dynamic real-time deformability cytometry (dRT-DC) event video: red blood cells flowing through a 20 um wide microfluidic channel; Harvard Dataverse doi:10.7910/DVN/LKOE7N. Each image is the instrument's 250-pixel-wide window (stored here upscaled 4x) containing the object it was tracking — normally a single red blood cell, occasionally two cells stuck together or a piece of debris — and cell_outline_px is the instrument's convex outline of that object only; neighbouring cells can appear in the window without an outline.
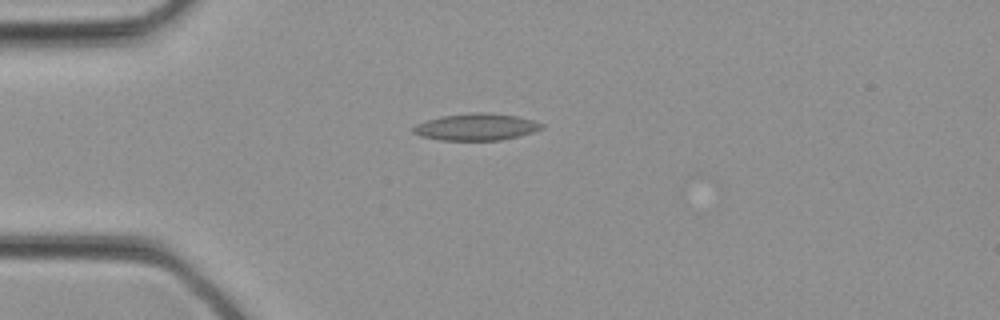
{"species": "common noctule bat (a hibernating species)", "species_latin": "Nyctalus noctula", "temperature_condition": "cold", "stored_images_in_passage": 22, "camera_frame_rate_fps": 3000, "um_per_image_px": 0.085, "animal": {"sex": "female", "body_mass_g": 21.9}, "frame": {"image": 1, "passage_image": 1, "time_ms": 0.0, "image_size_px": [1000, 320], "cell_outline_px": [[544, 128], [520, 136], [500, 140], [440, 140], [420, 136], [412, 132], [412, 128], [416, 124], [440, 116], [476, 112], [484, 112], [516, 116], [536, 120], [544, 124]], "centroid_in_image_um": [40.5, 10.79], "position_along_channel_um": 44.5, "area_um2": 20.17}}
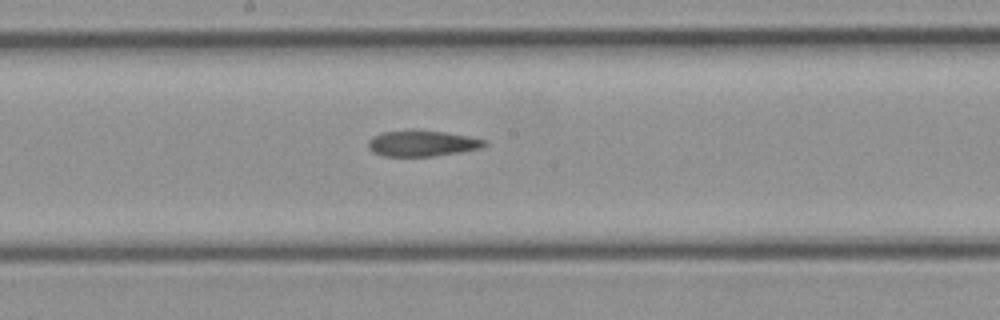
{"frame": {"image": 2, "passage_image": 10, "time_ms": 3.0, "image_size_px": [1000, 320], "cell_outline_px": [[488, 144], [480, 148], [460, 152], [432, 156], [384, 156], [372, 152], [368, 148], [368, 140], [372, 136], [384, 132], [444, 132], [468, 136], [488, 140]], "centroid_in_image_um": [35.9, 12.22], "position_along_channel_um": 212.3, "area_um2": 17.05}}
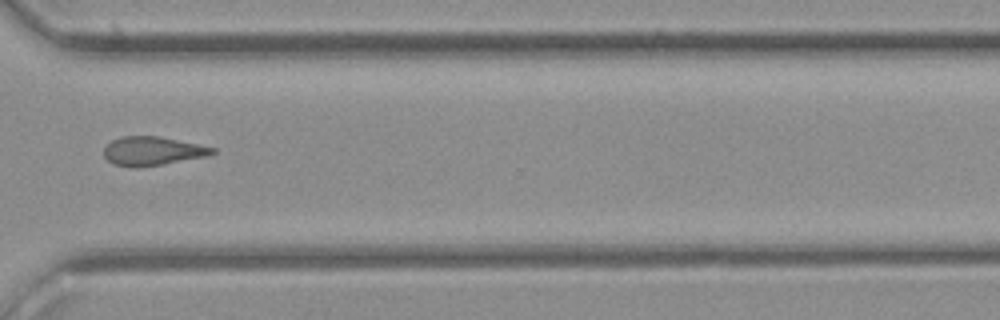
{"frame": {"image": 3, "passage_image": 17, "time_ms": 5.333, "image_size_px": [1000, 320], "cell_outline_px": [[216, 152], [208, 156], [164, 164], [136, 168], [112, 164], [104, 156], [104, 148], [112, 140], [120, 136], [160, 136], [216, 148]], "centroid_in_image_um": [12.96, 12.84], "position_along_channel_um": 357.6, "area_um2": 18.32}}